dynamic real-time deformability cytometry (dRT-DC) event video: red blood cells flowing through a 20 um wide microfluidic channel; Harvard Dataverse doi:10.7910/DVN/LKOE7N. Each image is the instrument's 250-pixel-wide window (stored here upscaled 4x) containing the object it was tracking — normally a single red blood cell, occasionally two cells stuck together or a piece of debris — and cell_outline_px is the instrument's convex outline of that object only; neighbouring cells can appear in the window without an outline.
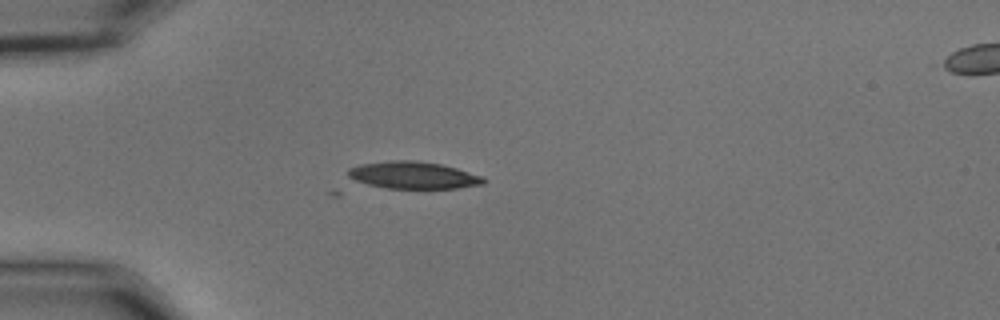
{"species": "common noctule bat (a hibernating species)", "species_latin": "Nyctalus noctula", "temperature_condition": "cold", "stored_images_in_passage": 6, "camera_frame_rate_fps": 3000, "um_per_image_px": 0.085, "animal": {"sex": "male", "body_mass_g": 15.6}, "frame": {"image": 1, "passage_image": 1, "time_ms": 0.0, "image_size_px": [1000, 320], "cell_outline_px": [[488, 180], [484, 184], [456, 188], [388, 188], [368, 184], [356, 180], [348, 176], [348, 168], [360, 164], [388, 160], [416, 160], [440, 164], [456, 168], [484, 176]], "centroid_in_image_um": [35.16, 14.88], "position_along_channel_um": 49.8, "area_um2": 21.44}}